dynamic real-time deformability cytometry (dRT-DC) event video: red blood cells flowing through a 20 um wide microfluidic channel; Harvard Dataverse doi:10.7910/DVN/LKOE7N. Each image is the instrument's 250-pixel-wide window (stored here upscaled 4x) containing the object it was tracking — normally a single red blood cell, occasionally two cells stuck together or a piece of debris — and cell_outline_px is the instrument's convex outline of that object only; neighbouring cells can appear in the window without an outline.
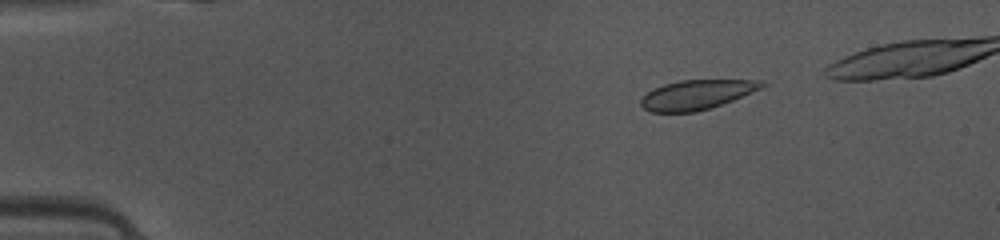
{"species": "common noctule bat (a hibernating species)", "species_latin": "Nyctalus noctula", "temperature_condition": "warm", "stored_images_in_passage": 39, "camera_frame_rate_fps": 3000, "um_per_image_px": 0.085, "animal": {"sex": "female", "body_mass_g": 10.0, "forearm_length_mm": 53.1}, "frame": {"image": 1, "passage_image": 3, "time_ms": 0.667, "image_size_px": [1000, 240], "cell_outline_px": [[768, 84], [760, 88], [732, 100], [696, 112], [652, 112], [644, 108], [640, 104], [640, 100], [648, 92], [664, 84], [680, 80], [764, 80]], "centroid_in_image_um": [59.21, 8.04], "position_along_channel_um": 25.8, "area_um2": 20.46}}
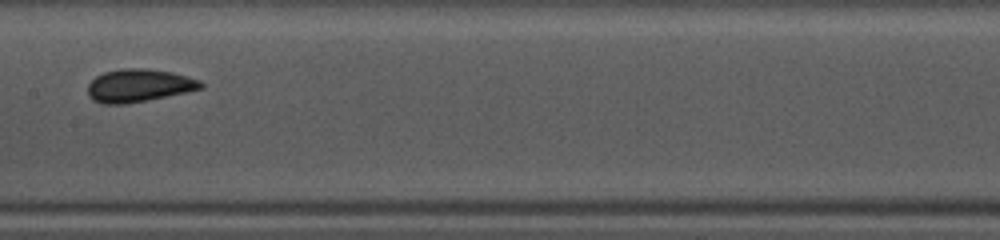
{"frame": {"image": 2, "passage_image": 20, "time_ms": 6.333, "image_size_px": [1000, 240], "cell_outline_px": [[204, 88], [124, 104], [100, 104], [92, 100], [88, 96], [88, 84], [96, 76], [104, 72], [120, 68], [144, 68], [172, 72], [188, 76], [200, 80], [204, 84]], "centroid_in_image_um": [11.77, 7.26], "position_along_channel_um": 195.6, "area_um2": 21.62}}
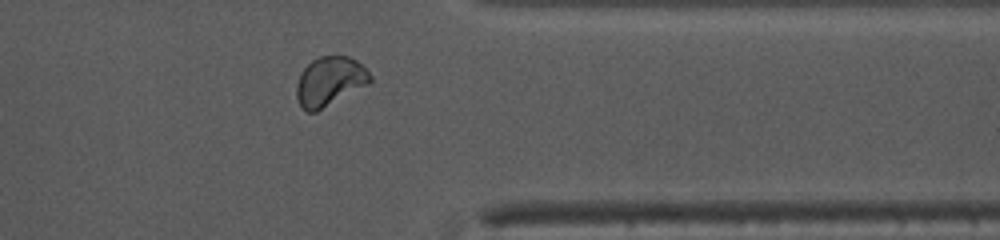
{"frame": {"image": 3, "passage_image": 34, "time_ms": 11.0, "image_size_px": [1000, 240], "cell_outline_px": [[372, 80], [368, 84], [316, 112], [308, 112], [300, 104], [296, 96], [296, 84], [300, 72], [312, 60], [320, 56], [348, 56], [356, 60], [372, 76]], "centroid_in_image_um": [28.0, 6.91], "position_along_channel_um": 383.4, "area_um2": 20.92}}